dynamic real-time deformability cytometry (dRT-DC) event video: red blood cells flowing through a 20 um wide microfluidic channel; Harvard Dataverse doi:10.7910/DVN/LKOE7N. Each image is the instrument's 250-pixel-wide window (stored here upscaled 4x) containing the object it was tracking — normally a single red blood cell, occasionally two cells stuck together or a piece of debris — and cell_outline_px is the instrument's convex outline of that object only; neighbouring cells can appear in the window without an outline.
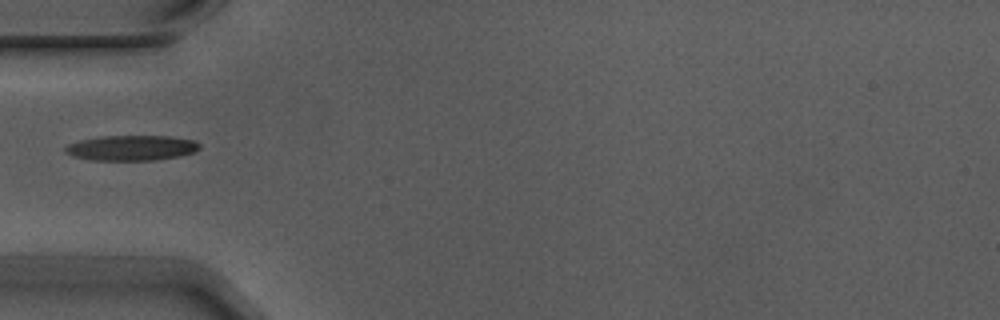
{"species": "Egyptian fruit bat (a non-hibernating species)", "species_latin": "Rousettus aegyptiacus", "temperature_condition": "warm", "stored_images_in_passage": 1, "camera_frame_rate_fps": 3000, "um_per_image_px": 0.085, "animal": {"sex": "male"}, "frame": {"image": 1, "passage_image": 1, "time_ms": 0.0, "image_size_px": [1000, 320], "cell_outline_px": [[200, 148], [196, 152], [156, 160], [92, 160], [76, 156], [64, 152], [64, 148], [68, 144], [80, 140], [100, 136], [168, 136], [192, 140], [200, 144]], "centroid_in_image_um": [11.17, 12.57], "position_along_channel_um": 73.8, "area_um2": 19.59}}